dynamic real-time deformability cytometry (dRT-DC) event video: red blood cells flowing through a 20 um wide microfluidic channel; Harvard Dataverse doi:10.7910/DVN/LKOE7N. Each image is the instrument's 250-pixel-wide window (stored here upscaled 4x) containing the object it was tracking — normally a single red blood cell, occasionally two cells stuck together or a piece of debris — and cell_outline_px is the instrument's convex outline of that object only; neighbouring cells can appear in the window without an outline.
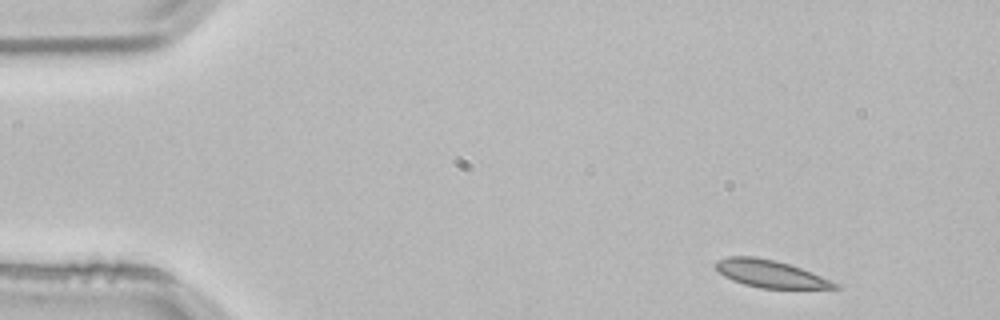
{"species": "common noctule bat (a hibernating species)", "species_latin": "Nyctalus noctula", "temperature_condition": "room temperature", "stored_images_in_passage": 2, "camera_frame_rate_fps": 3000, "um_per_image_px": 0.085, "animal": {"sex": "male", "body_mass_g": 21.5, "forearm_length_mm": 52.0}, "frame": {"image": 1, "passage_image": 1, "time_ms": 0.0, "image_size_px": [1000, 320], "cell_outline_px": [[840, 288], [760, 288], [744, 284], [732, 280], [724, 276], [716, 268], [716, 260], [728, 256], [756, 256], [776, 260], [800, 268], [840, 284]], "centroid_in_image_um": [65.44, 23.26], "position_along_channel_um": 19.6, "area_um2": 18.79}}